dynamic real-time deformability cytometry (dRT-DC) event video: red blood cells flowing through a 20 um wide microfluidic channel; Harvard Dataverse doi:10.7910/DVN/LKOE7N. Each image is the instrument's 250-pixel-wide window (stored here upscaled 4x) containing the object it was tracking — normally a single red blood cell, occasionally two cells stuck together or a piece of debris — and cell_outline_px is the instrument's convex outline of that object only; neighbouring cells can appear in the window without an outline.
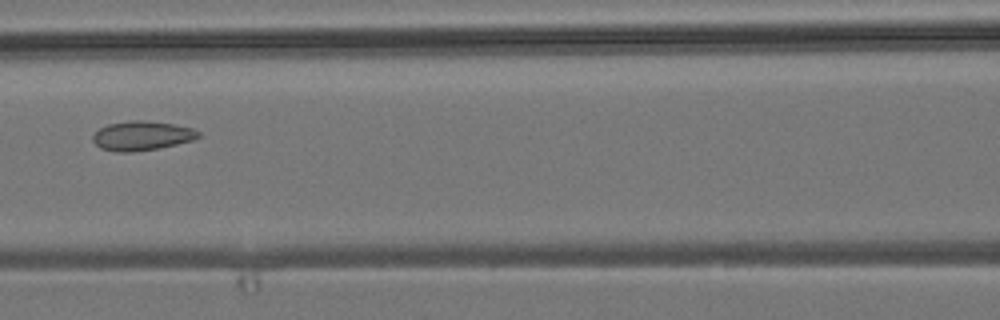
{"species": "common noctule bat (a hibernating species)", "species_latin": "Nyctalus noctula", "temperature_condition": "room temperature", "stored_images_in_passage": 7, "camera_frame_rate_fps": 3000, "um_per_image_px": 0.085, "animal": {"sex": "male", "body_mass_g": 19.2, "forearm_length_mm": 51.8}, "frame": {"image": 1, "passage_image": 6, "time_ms": 5.667, "image_size_px": [1000, 320], "cell_outline_px": [[200, 136], [192, 140], [176, 144], [156, 148], [132, 152], [120, 152], [100, 148], [92, 140], [92, 136], [100, 128], [108, 124], [132, 120], [144, 120], [172, 124], [192, 128], [200, 132]], "centroid_in_image_um": [12.04, 11.53], "position_along_channel_um": 154.6, "area_um2": 17.8}}
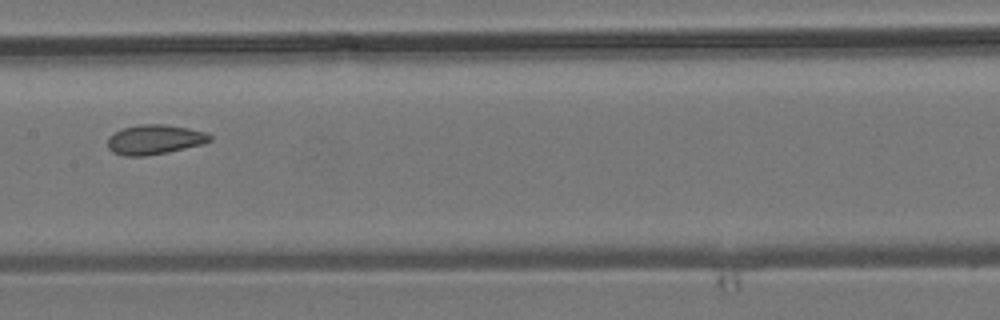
{"frame": {"image": 2, "passage_image": 7, "time_ms": 6.667, "image_size_px": [1000, 320], "cell_outline_px": [[212, 140], [204, 144], [168, 152], [144, 156], [124, 156], [112, 152], [108, 148], [108, 136], [124, 128], [140, 124], [164, 124], [188, 128], [208, 132], [212, 136]], "centroid_in_image_um": [13.17, 11.86], "position_along_channel_um": 194.2, "area_um2": 17.8}}